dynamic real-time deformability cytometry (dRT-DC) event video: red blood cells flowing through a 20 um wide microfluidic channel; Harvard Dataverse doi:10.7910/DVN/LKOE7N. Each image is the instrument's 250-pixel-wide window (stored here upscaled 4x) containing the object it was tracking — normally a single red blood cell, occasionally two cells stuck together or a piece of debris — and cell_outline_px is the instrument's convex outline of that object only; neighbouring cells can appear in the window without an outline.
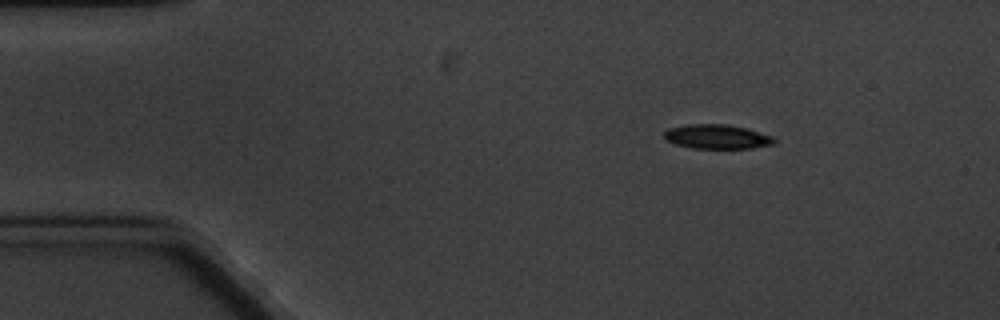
{"species": "common noctule bat (a hibernating species)", "species_latin": "Nyctalus noctula", "temperature_condition": "cold", "stored_images_in_passage": 5, "camera_frame_rate_fps": 3000, "um_per_image_px": 0.085, "animal": {"sex": "male", "body_mass_g": 20.1, "forearm_length_mm": 53.5}, "frame": {"image": 1, "passage_image": 1, "time_ms": 0.0, "image_size_px": [1000, 320], "cell_outline_px": [[776, 144], [752, 148], [692, 148], [676, 144], [668, 140], [664, 136], [664, 132], [668, 128], [688, 124], [724, 124], [744, 128], [772, 136], [776, 140]], "centroid_in_image_um": [60.95, 11.62], "position_along_channel_um": 24.0, "area_um2": 15.43}}
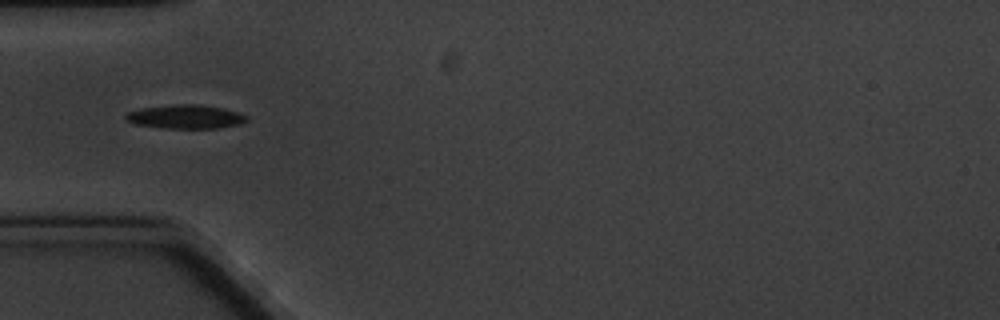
{"frame": {"image": 2, "passage_image": 4, "time_ms": 3.333, "image_size_px": [1000, 320], "cell_outline_px": [[248, 120], [240, 124], [216, 128], [164, 128], [136, 124], [124, 120], [124, 112], [140, 108], [172, 104], [196, 104], [224, 108], [248, 116]], "centroid_in_image_um": [15.71, 9.91], "position_along_channel_um": 69.3, "area_um2": 16.94}}